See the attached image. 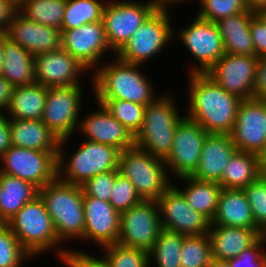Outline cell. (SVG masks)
<instances>
[{"label": "cell", "mask_w": 266, "mask_h": 267, "mask_svg": "<svg viewBox=\"0 0 266 267\" xmlns=\"http://www.w3.org/2000/svg\"><path fill=\"white\" fill-rule=\"evenodd\" d=\"M188 77L189 108L185 117L209 134H230L242 99L220 87L206 73H192Z\"/></svg>", "instance_id": "1"}, {"label": "cell", "mask_w": 266, "mask_h": 267, "mask_svg": "<svg viewBox=\"0 0 266 267\" xmlns=\"http://www.w3.org/2000/svg\"><path fill=\"white\" fill-rule=\"evenodd\" d=\"M101 65L91 76L96 99L126 100L147 106L157 98L154 84L139 71L141 65L123 62L116 56L112 64Z\"/></svg>", "instance_id": "2"}, {"label": "cell", "mask_w": 266, "mask_h": 267, "mask_svg": "<svg viewBox=\"0 0 266 267\" xmlns=\"http://www.w3.org/2000/svg\"><path fill=\"white\" fill-rule=\"evenodd\" d=\"M57 237L61 243L69 239L84 240V206L82 187L56 178L39 189Z\"/></svg>", "instance_id": "3"}, {"label": "cell", "mask_w": 266, "mask_h": 267, "mask_svg": "<svg viewBox=\"0 0 266 267\" xmlns=\"http://www.w3.org/2000/svg\"><path fill=\"white\" fill-rule=\"evenodd\" d=\"M156 96L146 106L143 123L134 136V142L137 148L165 161L170 155L177 125L185 115L178 114L180 111L168 93Z\"/></svg>", "instance_id": "4"}, {"label": "cell", "mask_w": 266, "mask_h": 267, "mask_svg": "<svg viewBox=\"0 0 266 267\" xmlns=\"http://www.w3.org/2000/svg\"><path fill=\"white\" fill-rule=\"evenodd\" d=\"M69 139L60 140L59 143L57 178L60 181L81 186L100 173L118 169L120 151L117 148L87 139L65 162L64 145Z\"/></svg>", "instance_id": "5"}, {"label": "cell", "mask_w": 266, "mask_h": 267, "mask_svg": "<svg viewBox=\"0 0 266 267\" xmlns=\"http://www.w3.org/2000/svg\"><path fill=\"white\" fill-rule=\"evenodd\" d=\"M6 224L32 257L49 249L57 250L55 247L61 243L39 195L26 203Z\"/></svg>", "instance_id": "6"}, {"label": "cell", "mask_w": 266, "mask_h": 267, "mask_svg": "<svg viewBox=\"0 0 266 267\" xmlns=\"http://www.w3.org/2000/svg\"><path fill=\"white\" fill-rule=\"evenodd\" d=\"M118 169L144 201H157L172 185L165 162L136 146L119 153Z\"/></svg>", "instance_id": "7"}, {"label": "cell", "mask_w": 266, "mask_h": 267, "mask_svg": "<svg viewBox=\"0 0 266 267\" xmlns=\"http://www.w3.org/2000/svg\"><path fill=\"white\" fill-rule=\"evenodd\" d=\"M175 36L168 11L155 10L115 56L123 62L142 65L160 53Z\"/></svg>", "instance_id": "8"}, {"label": "cell", "mask_w": 266, "mask_h": 267, "mask_svg": "<svg viewBox=\"0 0 266 267\" xmlns=\"http://www.w3.org/2000/svg\"><path fill=\"white\" fill-rule=\"evenodd\" d=\"M108 2V3H107ZM103 9V23L110 52L115 54L156 10L152 0H108Z\"/></svg>", "instance_id": "9"}, {"label": "cell", "mask_w": 266, "mask_h": 267, "mask_svg": "<svg viewBox=\"0 0 266 267\" xmlns=\"http://www.w3.org/2000/svg\"><path fill=\"white\" fill-rule=\"evenodd\" d=\"M58 152L11 146L1 157L0 173L31 182L39 189L57 178Z\"/></svg>", "instance_id": "10"}, {"label": "cell", "mask_w": 266, "mask_h": 267, "mask_svg": "<svg viewBox=\"0 0 266 267\" xmlns=\"http://www.w3.org/2000/svg\"><path fill=\"white\" fill-rule=\"evenodd\" d=\"M82 91L81 85L48 87L41 120L60 140L71 138L79 127Z\"/></svg>", "instance_id": "11"}, {"label": "cell", "mask_w": 266, "mask_h": 267, "mask_svg": "<svg viewBox=\"0 0 266 267\" xmlns=\"http://www.w3.org/2000/svg\"><path fill=\"white\" fill-rule=\"evenodd\" d=\"M162 230L157 201H142L120 214L118 243L150 252Z\"/></svg>", "instance_id": "12"}, {"label": "cell", "mask_w": 266, "mask_h": 267, "mask_svg": "<svg viewBox=\"0 0 266 267\" xmlns=\"http://www.w3.org/2000/svg\"><path fill=\"white\" fill-rule=\"evenodd\" d=\"M178 38L198 62L188 71L206 73L224 54V44L216 23L195 17L185 29H178Z\"/></svg>", "instance_id": "13"}, {"label": "cell", "mask_w": 266, "mask_h": 267, "mask_svg": "<svg viewBox=\"0 0 266 267\" xmlns=\"http://www.w3.org/2000/svg\"><path fill=\"white\" fill-rule=\"evenodd\" d=\"M157 203L162 229L185 236L208 234L211 221L188 205L176 185L172 184Z\"/></svg>", "instance_id": "14"}, {"label": "cell", "mask_w": 266, "mask_h": 267, "mask_svg": "<svg viewBox=\"0 0 266 267\" xmlns=\"http://www.w3.org/2000/svg\"><path fill=\"white\" fill-rule=\"evenodd\" d=\"M258 60L256 55L224 54L206 74L242 100L253 98Z\"/></svg>", "instance_id": "15"}, {"label": "cell", "mask_w": 266, "mask_h": 267, "mask_svg": "<svg viewBox=\"0 0 266 267\" xmlns=\"http://www.w3.org/2000/svg\"><path fill=\"white\" fill-rule=\"evenodd\" d=\"M209 133L197 122L184 117L175 130L173 146L164 161L175 177L191 176L198 168L201 151Z\"/></svg>", "instance_id": "16"}, {"label": "cell", "mask_w": 266, "mask_h": 267, "mask_svg": "<svg viewBox=\"0 0 266 267\" xmlns=\"http://www.w3.org/2000/svg\"><path fill=\"white\" fill-rule=\"evenodd\" d=\"M237 151L258 154L266 146V105L263 99H243L230 133Z\"/></svg>", "instance_id": "17"}, {"label": "cell", "mask_w": 266, "mask_h": 267, "mask_svg": "<svg viewBox=\"0 0 266 267\" xmlns=\"http://www.w3.org/2000/svg\"><path fill=\"white\" fill-rule=\"evenodd\" d=\"M61 48L68 51L87 69L91 70L92 67L94 71L100 65L99 61L104 57V53L111 49L103 20L61 31Z\"/></svg>", "instance_id": "18"}, {"label": "cell", "mask_w": 266, "mask_h": 267, "mask_svg": "<svg viewBox=\"0 0 266 267\" xmlns=\"http://www.w3.org/2000/svg\"><path fill=\"white\" fill-rule=\"evenodd\" d=\"M87 71L83 64L62 48L34 57L35 81L45 87L80 85L79 78Z\"/></svg>", "instance_id": "19"}, {"label": "cell", "mask_w": 266, "mask_h": 267, "mask_svg": "<svg viewBox=\"0 0 266 267\" xmlns=\"http://www.w3.org/2000/svg\"><path fill=\"white\" fill-rule=\"evenodd\" d=\"M84 240L102 247L117 244L120 234V213L106 201L83 195Z\"/></svg>", "instance_id": "20"}, {"label": "cell", "mask_w": 266, "mask_h": 267, "mask_svg": "<svg viewBox=\"0 0 266 267\" xmlns=\"http://www.w3.org/2000/svg\"><path fill=\"white\" fill-rule=\"evenodd\" d=\"M6 36L34 57L61 48V30L33 22L19 11L15 14Z\"/></svg>", "instance_id": "21"}, {"label": "cell", "mask_w": 266, "mask_h": 267, "mask_svg": "<svg viewBox=\"0 0 266 267\" xmlns=\"http://www.w3.org/2000/svg\"><path fill=\"white\" fill-rule=\"evenodd\" d=\"M100 110L89 113L79 121V130L87 140L117 148L120 152L135 146L134 136L113 117L103 105L97 103Z\"/></svg>", "instance_id": "22"}, {"label": "cell", "mask_w": 266, "mask_h": 267, "mask_svg": "<svg viewBox=\"0 0 266 267\" xmlns=\"http://www.w3.org/2000/svg\"><path fill=\"white\" fill-rule=\"evenodd\" d=\"M237 151L230 134H209L205 139L193 178L219 183L230 158Z\"/></svg>", "instance_id": "23"}, {"label": "cell", "mask_w": 266, "mask_h": 267, "mask_svg": "<svg viewBox=\"0 0 266 267\" xmlns=\"http://www.w3.org/2000/svg\"><path fill=\"white\" fill-rule=\"evenodd\" d=\"M212 258L229 260L253 246L262 236L261 229L211 225L208 231Z\"/></svg>", "instance_id": "24"}, {"label": "cell", "mask_w": 266, "mask_h": 267, "mask_svg": "<svg viewBox=\"0 0 266 267\" xmlns=\"http://www.w3.org/2000/svg\"><path fill=\"white\" fill-rule=\"evenodd\" d=\"M11 144L31 150L58 152L60 139L42 120L9 118Z\"/></svg>", "instance_id": "25"}, {"label": "cell", "mask_w": 266, "mask_h": 267, "mask_svg": "<svg viewBox=\"0 0 266 267\" xmlns=\"http://www.w3.org/2000/svg\"><path fill=\"white\" fill-rule=\"evenodd\" d=\"M211 225L260 229L254 222L243 189L222 188L217 213Z\"/></svg>", "instance_id": "26"}, {"label": "cell", "mask_w": 266, "mask_h": 267, "mask_svg": "<svg viewBox=\"0 0 266 267\" xmlns=\"http://www.w3.org/2000/svg\"><path fill=\"white\" fill-rule=\"evenodd\" d=\"M2 76L13 86L34 84V56L3 34Z\"/></svg>", "instance_id": "27"}, {"label": "cell", "mask_w": 266, "mask_h": 267, "mask_svg": "<svg viewBox=\"0 0 266 267\" xmlns=\"http://www.w3.org/2000/svg\"><path fill=\"white\" fill-rule=\"evenodd\" d=\"M38 195L39 188L31 182L0 173V223H6Z\"/></svg>", "instance_id": "28"}, {"label": "cell", "mask_w": 266, "mask_h": 267, "mask_svg": "<svg viewBox=\"0 0 266 267\" xmlns=\"http://www.w3.org/2000/svg\"><path fill=\"white\" fill-rule=\"evenodd\" d=\"M48 87L37 82L30 85L13 87L10 106L7 114L9 118L41 120Z\"/></svg>", "instance_id": "29"}, {"label": "cell", "mask_w": 266, "mask_h": 267, "mask_svg": "<svg viewBox=\"0 0 266 267\" xmlns=\"http://www.w3.org/2000/svg\"><path fill=\"white\" fill-rule=\"evenodd\" d=\"M179 179L183 180L182 182H188L182 190L176 187L185 197L188 205L212 222L218 209L221 185L216 182L198 180L192 176L179 177Z\"/></svg>", "instance_id": "30"}, {"label": "cell", "mask_w": 266, "mask_h": 267, "mask_svg": "<svg viewBox=\"0 0 266 267\" xmlns=\"http://www.w3.org/2000/svg\"><path fill=\"white\" fill-rule=\"evenodd\" d=\"M260 177L257 155L236 151L225 166L219 184L222 188L243 189Z\"/></svg>", "instance_id": "31"}, {"label": "cell", "mask_w": 266, "mask_h": 267, "mask_svg": "<svg viewBox=\"0 0 266 267\" xmlns=\"http://www.w3.org/2000/svg\"><path fill=\"white\" fill-rule=\"evenodd\" d=\"M66 0H21L18 11L33 22L61 30Z\"/></svg>", "instance_id": "32"}, {"label": "cell", "mask_w": 266, "mask_h": 267, "mask_svg": "<svg viewBox=\"0 0 266 267\" xmlns=\"http://www.w3.org/2000/svg\"><path fill=\"white\" fill-rule=\"evenodd\" d=\"M105 4L101 0H66L61 31L102 21Z\"/></svg>", "instance_id": "33"}, {"label": "cell", "mask_w": 266, "mask_h": 267, "mask_svg": "<svg viewBox=\"0 0 266 267\" xmlns=\"http://www.w3.org/2000/svg\"><path fill=\"white\" fill-rule=\"evenodd\" d=\"M184 238L185 235L162 229L149 252L150 261L155 260L156 267H181L180 252Z\"/></svg>", "instance_id": "34"}, {"label": "cell", "mask_w": 266, "mask_h": 267, "mask_svg": "<svg viewBox=\"0 0 266 267\" xmlns=\"http://www.w3.org/2000/svg\"><path fill=\"white\" fill-rule=\"evenodd\" d=\"M96 100L99 104L103 105L113 117L124 125L133 136L137 134L143 123L144 112L146 109L145 105L118 99Z\"/></svg>", "instance_id": "35"}, {"label": "cell", "mask_w": 266, "mask_h": 267, "mask_svg": "<svg viewBox=\"0 0 266 267\" xmlns=\"http://www.w3.org/2000/svg\"><path fill=\"white\" fill-rule=\"evenodd\" d=\"M209 236H185L180 252L181 267H209L212 261Z\"/></svg>", "instance_id": "36"}, {"label": "cell", "mask_w": 266, "mask_h": 267, "mask_svg": "<svg viewBox=\"0 0 266 267\" xmlns=\"http://www.w3.org/2000/svg\"><path fill=\"white\" fill-rule=\"evenodd\" d=\"M103 259L110 267H150L149 253L134 247L110 244L105 247Z\"/></svg>", "instance_id": "37"}, {"label": "cell", "mask_w": 266, "mask_h": 267, "mask_svg": "<svg viewBox=\"0 0 266 267\" xmlns=\"http://www.w3.org/2000/svg\"><path fill=\"white\" fill-rule=\"evenodd\" d=\"M32 256L22 247L6 223H0V267H20Z\"/></svg>", "instance_id": "38"}, {"label": "cell", "mask_w": 266, "mask_h": 267, "mask_svg": "<svg viewBox=\"0 0 266 267\" xmlns=\"http://www.w3.org/2000/svg\"><path fill=\"white\" fill-rule=\"evenodd\" d=\"M200 10L197 17L211 22L234 16L248 9L245 0H199Z\"/></svg>", "instance_id": "39"}, {"label": "cell", "mask_w": 266, "mask_h": 267, "mask_svg": "<svg viewBox=\"0 0 266 267\" xmlns=\"http://www.w3.org/2000/svg\"><path fill=\"white\" fill-rule=\"evenodd\" d=\"M142 201L132 182L118 173L109 201L114 209L121 214Z\"/></svg>", "instance_id": "40"}, {"label": "cell", "mask_w": 266, "mask_h": 267, "mask_svg": "<svg viewBox=\"0 0 266 267\" xmlns=\"http://www.w3.org/2000/svg\"><path fill=\"white\" fill-rule=\"evenodd\" d=\"M243 191L249 201L255 224L264 231L266 229V178L260 177L244 187Z\"/></svg>", "instance_id": "41"}, {"label": "cell", "mask_w": 266, "mask_h": 267, "mask_svg": "<svg viewBox=\"0 0 266 267\" xmlns=\"http://www.w3.org/2000/svg\"><path fill=\"white\" fill-rule=\"evenodd\" d=\"M119 169L100 173L81 185L83 195H88L106 202L110 201L111 191L114 186Z\"/></svg>", "instance_id": "42"}, {"label": "cell", "mask_w": 266, "mask_h": 267, "mask_svg": "<svg viewBox=\"0 0 266 267\" xmlns=\"http://www.w3.org/2000/svg\"><path fill=\"white\" fill-rule=\"evenodd\" d=\"M264 245H266V237L262 236L253 246L242 251L237 257L227 260L230 267H266Z\"/></svg>", "instance_id": "43"}, {"label": "cell", "mask_w": 266, "mask_h": 267, "mask_svg": "<svg viewBox=\"0 0 266 267\" xmlns=\"http://www.w3.org/2000/svg\"><path fill=\"white\" fill-rule=\"evenodd\" d=\"M255 16L254 11H246L218 20L216 23L220 35H237L250 32L251 19Z\"/></svg>", "instance_id": "44"}, {"label": "cell", "mask_w": 266, "mask_h": 267, "mask_svg": "<svg viewBox=\"0 0 266 267\" xmlns=\"http://www.w3.org/2000/svg\"><path fill=\"white\" fill-rule=\"evenodd\" d=\"M225 54L255 55L250 32L237 35H221Z\"/></svg>", "instance_id": "45"}, {"label": "cell", "mask_w": 266, "mask_h": 267, "mask_svg": "<svg viewBox=\"0 0 266 267\" xmlns=\"http://www.w3.org/2000/svg\"><path fill=\"white\" fill-rule=\"evenodd\" d=\"M250 33L255 55L259 58L266 57V25L256 15L251 19Z\"/></svg>", "instance_id": "46"}, {"label": "cell", "mask_w": 266, "mask_h": 267, "mask_svg": "<svg viewBox=\"0 0 266 267\" xmlns=\"http://www.w3.org/2000/svg\"><path fill=\"white\" fill-rule=\"evenodd\" d=\"M18 12V3L14 0H0V34H6Z\"/></svg>", "instance_id": "47"}, {"label": "cell", "mask_w": 266, "mask_h": 267, "mask_svg": "<svg viewBox=\"0 0 266 267\" xmlns=\"http://www.w3.org/2000/svg\"><path fill=\"white\" fill-rule=\"evenodd\" d=\"M254 97L258 99L266 98V57L259 58L257 63Z\"/></svg>", "instance_id": "48"}, {"label": "cell", "mask_w": 266, "mask_h": 267, "mask_svg": "<svg viewBox=\"0 0 266 267\" xmlns=\"http://www.w3.org/2000/svg\"><path fill=\"white\" fill-rule=\"evenodd\" d=\"M12 146L9 114L0 113V157Z\"/></svg>", "instance_id": "49"}, {"label": "cell", "mask_w": 266, "mask_h": 267, "mask_svg": "<svg viewBox=\"0 0 266 267\" xmlns=\"http://www.w3.org/2000/svg\"><path fill=\"white\" fill-rule=\"evenodd\" d=\"M13 86L1 75L0 76V113L8 110L11 102Z\"/></svg>", "instance_id": "50"}, {"label": "cell", "mask_w": 266, "mask_h": 267, "mask_svg": "<svg viewBox=\"0 0 266 267\" xmlns=\"http://www.w3.org/2000/svg\"><path fill=\"white\" fill-rule=\"evenodd\" d=\"M86 267H110L108 263L102 258H96L93 255H88L82 251L70 250Z\"/></svg>", "instance_id": "51"}, {"label": "cell", "mask_w": 266, "mask_h": 267, "mask_svg": "<svg viewBox=\"0 0 266 267\" xmlns=\"http://www.w3.org/2000/svg\"><path fill=\"white\" fill-rule=\"evenodd\" d=\"M57 252L58 257L61 259V263L66 265V267H86L73 253L70 252V248H59Z\"/></svg>", "instance_id": "52"}, {"label": "cell", "mask_w": 266, "mask_h": 267, "mask_svg": "<svg viewBox=\"0 0 266 267\" xmlns=\"http://www.w3.org/2000/svg\"><path fill=\"white\" fill-rule=\"evenodd\" d=\"M184 1L186 2V1H191V0H152L156 10H161V11H166V12L168 10L167 8L170 7V5L175 4V3L177 4L179 2L182 3Z\"/></svg>", "instance_id": "53"}, {"label": "cell", "mask_w": 266, "mask_h": 267, "mask_svg": "<svg viewBox=\"0 0 266 267\" xmlns=\"http://www.w3.org/2000/svg\"><path fill=\"white\" fill-rule=\"evenodd\" d=\"M259 172L266 178V146L257 154Z\"/></svg>", "instance_id": "54"}, {"label": "cell", "mask_w": 266, "mask_h": 267, "mask_svg": "<svg viewBox=\"0 0 266 267\" xmlns=\"http://www.w3.org/2000/svg\"><path fill=\"white\" fill-rule=\"evenodd\" d=\"M247 7L251 11H256L259 8L266 7V0H245Z\"/></svg>", "instance_id": "55"}, {"label": "cell", "mask_w": 266, "mask_h": 267, "mask_svg": "<svg viewBox=\"0 0 266 267\" xmlns=\"http://www.w3.org/2000/svg\"><path fill=\"white\" fill-rule=\"evenodd\" d=\"M209 267H230V265L226 260L212 259Z\"/></svg>", "instance_id": "56"}, {"label": "cell", "mask_w": 266, "mask_h": 267, "mask_svg": "<svg viewBox=\"0 0 266 267\" xmlns=\"http://www.w3.org/2000/svg\"><path fill=\"white\" fill-rule=\"evenodd\" d=\"M255 15L266 25V7L257 9Z\"/></svg>", "instance_id": "57"}, {"label": "cell", "mask_w": 266, "mask_h": 267, "mask_svg": "<svg viewBox=\"0 0 266 267\" xmlns=\"http://www.w3.org/2000/svg\"><path fill=\"white\" fill-rule=\"evenodd\" d=\"M3 54H4V49H3V34H0V76L2 75V70H3Z\"/></svg>", "instance_id": "58"}, {"label": "cell", "mask_w": 266, "mask_h": 267, "mask_svg": "<svg viewBox=\"0 0 266 267\" xmlns=\"http://www.w3.org/2000/svg\"><path fill=\"white\" fill-rule=\"evenodd\" d=\"M263 236L266 237V229L263 231Z\"/></svg>", "instance_id": "59"}]
</instances>
